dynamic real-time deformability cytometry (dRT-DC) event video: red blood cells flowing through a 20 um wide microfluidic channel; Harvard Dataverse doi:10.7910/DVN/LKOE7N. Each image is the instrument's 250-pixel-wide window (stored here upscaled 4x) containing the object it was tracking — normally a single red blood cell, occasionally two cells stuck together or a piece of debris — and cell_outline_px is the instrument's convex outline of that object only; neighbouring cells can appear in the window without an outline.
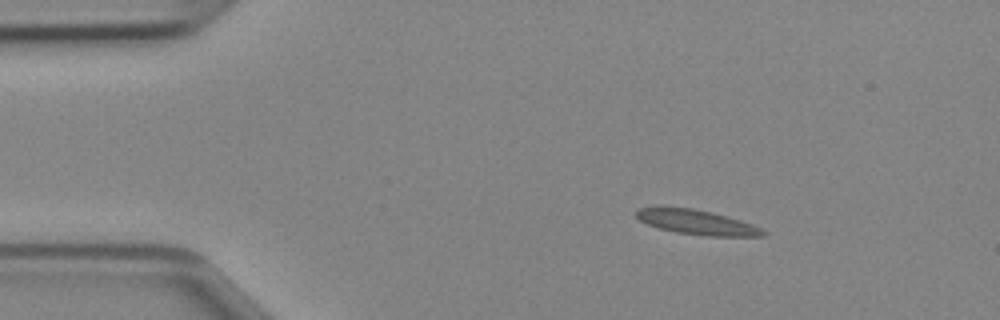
{"species": "Egyptian fruit bat (a non-hibernating species)", "species_latin": "Rousettus aegyptiacus", "temperature_condition": "cold", "stored_images_in_passage": 41, "camera_frame_rate_fps": 3000, "um_per_image_px": 0.085, "animal": {"sex": "female"}, "frame": {"image": 1, "passage_image": 1, "time_ms": 0.0, "image_size_px": [1000, 320], "cell_outline_px": [[768, 232], [764, 236], [708, 236], [676, 232], [660, 228], [648, 224], [640, 220], [636, 216], [636, 212], [640, 208], [656, 204], [664, 204], [692, 208], [712, 212], [740, 220], [752, 224]], "centroid_in_image_um": [59.16, 18.84], "position_along_channel_um": 25.8, "area_um2": 18.67}}
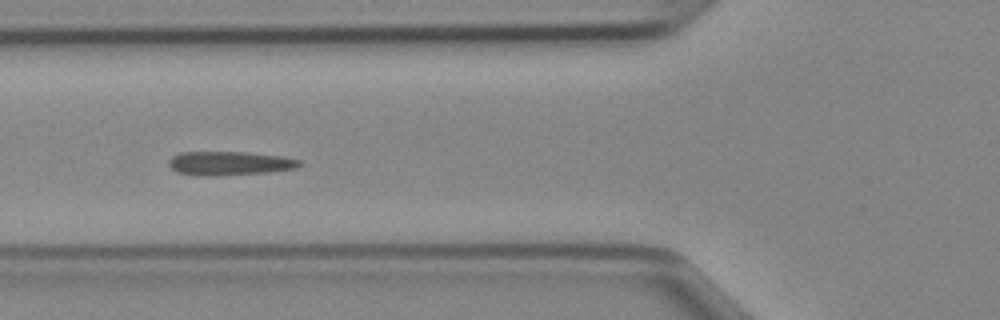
{"frame": {"image": 2, "passage_image": 11, "time_ms": 3.333, "image_size_px": [1000, 320], "cell_outline_px": [[300, 164], [296, 168], [268, 172], [220, 176], [192, 176], [176, 172], [168, 164], [168, 160], [172, 156], [180, 152], [248, 152], [284, 156], [300, 160]], "centroid_in_image_um": [19.46, 13.89], "position_along_channel_um": 106.3, "area_um2": 18.5}}
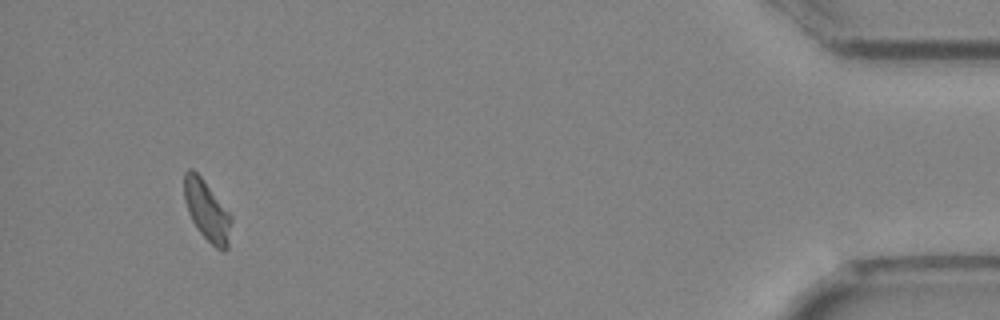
{"frame": {"image": 3, "passage_image": 38, "time_ms": 12.333, "image_size_px": [1000, 320], "cell_outline_px": [[232, 220], [228, 248], [216, 248], [200, 232], [192, 220], [188, 212], [184, 200], [184, 172], [188, 168], [192, 168], [200, 176], [232, 216]], "centroid_in_image_um": [17.57, 17.88], "position_along_channel_um": 417.6, "area_um2": 16.24}}